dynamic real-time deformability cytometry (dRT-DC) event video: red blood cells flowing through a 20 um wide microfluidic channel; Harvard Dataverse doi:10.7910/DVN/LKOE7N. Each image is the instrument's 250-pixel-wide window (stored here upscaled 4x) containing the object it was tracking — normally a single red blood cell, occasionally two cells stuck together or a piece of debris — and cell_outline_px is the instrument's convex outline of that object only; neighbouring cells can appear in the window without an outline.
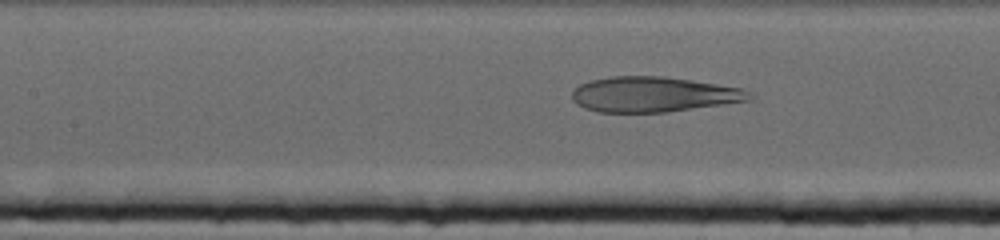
{"species": "human", "species_latin": "Homo sapiens", "temperature_condition": "cold", "stored_images_in_passage": 52, "camera_frame_rate_fps": 3000, "um_per_image_px": 0.085, "donor": {"sex": "female"}, "frame": {"image": 1, "passage_image": 27, "time_ms": 8.667, "image_size_px": [1000, 240], "cell_outline_px": [[756, 96], [752, 100], [668, 112], [596, 112], [584, 108], [576, 104], [572, 100], [572, 92], [580, 84], [592, 80], [612, 76], [660, 76], [692, 80], [744, 88]], "centroid_in_image_um": [55.58, 8.03], "position_along_channel_um": 151.8, "area_um2": 36.65}}
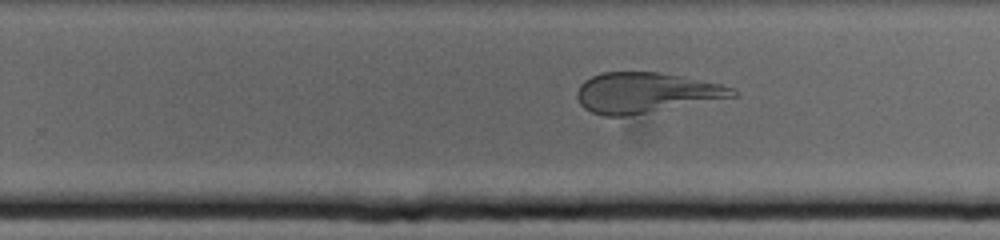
{"frame": {"image": 2, "passage_image": 40, "time_ms": 13.0, "image_size_px": [1000, 240], "cell_outline_px": [[740, 92], [736, 96], [624, 116], [604, 116], [592, 112], [584, 108], [580, 104], [576, 96], [576, 92], [580, 84], [584, 80], [600, 72], [660, 72], [720, 84], [736, 88]], "centroid_in_image_um": [54.85, 7.86], "position_along_channel_um": 274.9, "area_um2": 36.18}}
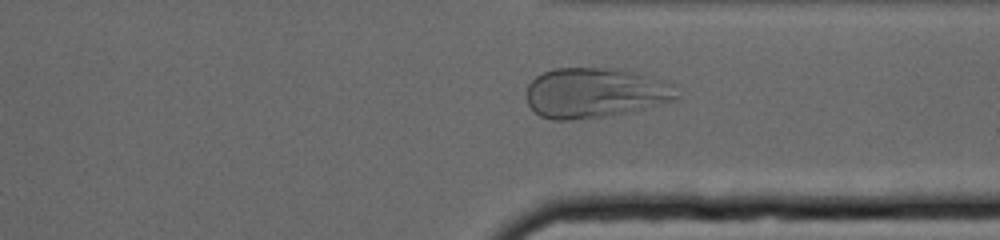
{"frame": {"image": 3, "passage_image": 49, "time_ms": 16.0, "image_size_px": [1000, 240], "cell_outline_px": [[680, 96], [676, 100], [664, 104], [628, 112], [604, 116], [572, 120], [552, 120], [540, 116], [528, 104], [528, 84], [536, 76], [544, 72], [556, 68], [612, 68], [652, 76], [668, 80], [676, 84]], "centroid_in_image_um": [50.67, 7.89], "position_along_channel_um": 360.7, "area_um2": 44.27}}